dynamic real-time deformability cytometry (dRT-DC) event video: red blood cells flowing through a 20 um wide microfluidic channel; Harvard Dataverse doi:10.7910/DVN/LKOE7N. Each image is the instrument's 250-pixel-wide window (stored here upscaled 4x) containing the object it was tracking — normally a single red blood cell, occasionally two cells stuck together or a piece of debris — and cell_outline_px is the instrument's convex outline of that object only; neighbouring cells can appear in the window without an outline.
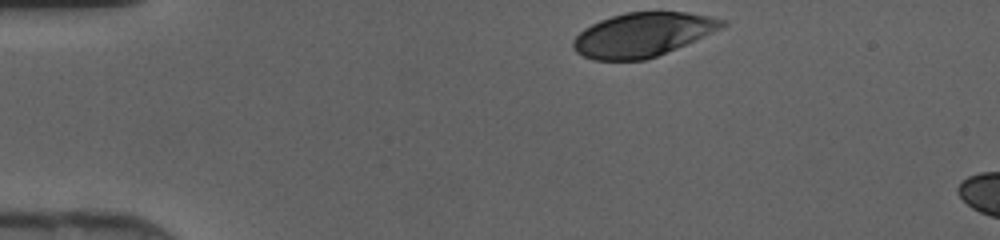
{"species": "human", "species_latin": "Homo sapiens", "temperature_condition": "cold", "stored_images_in_passage": 5, "camera_frame_rate_fps": 3000, "um_per_image_px": 0.085, "donor": {"sex": "female"}, "frame": {"image": 1, "passage_image": 1, "time_ms": 0.0, "image_size_px": [1000, 240], "cell_outline_px": [[728, 24], [724, 28], [696, 40], [656, 56], [644, 60], [592, 60], [576, 52], [572, 48], [572, 40], [584, 28], [600, 20], [624, 12], [684, 12], [708, 16], [728, 20]], "centroid_in_image_um": [54.64, 2.94], "position_along_channel_um": 30.4, "area_um2": 38.26}}